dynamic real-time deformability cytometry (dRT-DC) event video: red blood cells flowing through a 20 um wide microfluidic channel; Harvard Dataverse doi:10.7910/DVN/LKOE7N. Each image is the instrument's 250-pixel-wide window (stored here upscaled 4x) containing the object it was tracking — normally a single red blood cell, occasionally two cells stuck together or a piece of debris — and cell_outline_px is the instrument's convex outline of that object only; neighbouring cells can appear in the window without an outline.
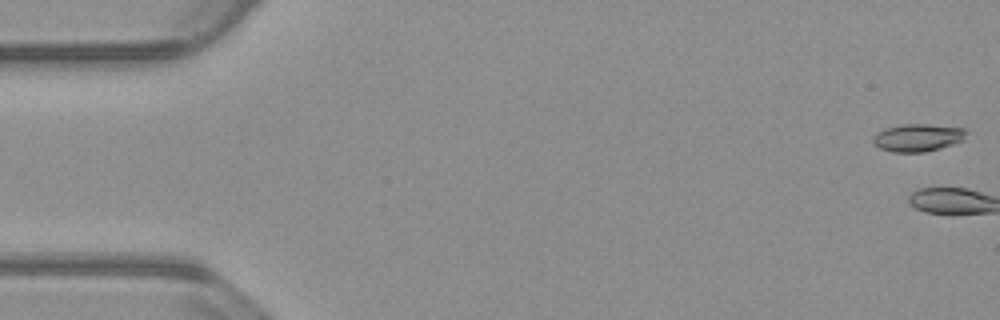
{"species": "common noctule bat (a hibernating species)", "species_latin": "Nyctalus noctula", "temperature_condition": "warm", "stored_images_in_passage": 3, "camera_frame_rate_fps": 3000, "um_per_image_px": 0.085, "animal": {"sex": "male", "body_mass_g": 23.1, "forearm_length_mm": 52.7}, "frame": {"image": 1, "passage_image": 1, "time_ms": 0.0, "image_size_px": [1000, 320], "cell_outline_px": [[968, 132], [964, 140], [940, 148], [924, 152], [892, 152], [880, 148], [872, 140], [872, 136], [876, 132], [884, 128], [904, 124], [928, 124], [968, 128]], "centroid_in_image_um": [78.04, 11.68], "position_along_channel_um": 7.0, "area_um2": 15.2}}